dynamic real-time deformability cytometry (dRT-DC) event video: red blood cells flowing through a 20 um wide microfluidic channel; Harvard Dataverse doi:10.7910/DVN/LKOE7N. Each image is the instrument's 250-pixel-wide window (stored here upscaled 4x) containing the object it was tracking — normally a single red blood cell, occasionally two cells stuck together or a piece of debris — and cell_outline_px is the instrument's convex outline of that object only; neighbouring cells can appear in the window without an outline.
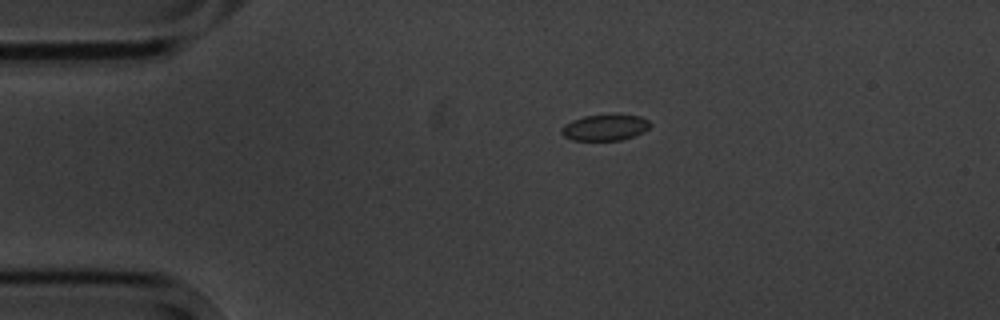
{"species": "common noctule bat (a hibernating species)", "species_latin": "Nyctalus noctula", "temperature_condition": "cold", "stored_images_in_passage": 3, "camera_frame_rate_fps": 3000, "um_per_image_px": 0.085, "animal": {"sex": "male", "body_mass_g": 20.1, "forearm_length_mm": 53.5}, "frame": {"image": 1, "passage_image": 1, "time_ms": 0.0, "image_size_px": [1000, 320], "cell_outline_px": [[652, 124], [648, 128], [632, 136], [620, 140], [572, 140], [564, 136], [560, 132], [560, 128], [564, 124], [572, 120], [584, 116], [616, 112], [640, 116], [648, 120]], "centroid_in_image_um": [51.41, 10.79], "position_along_channel_um": 33.6, "area_um2": 13.87}}
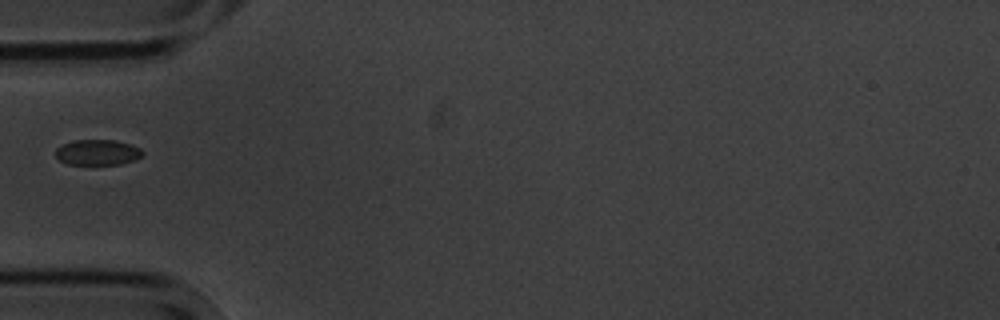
{"frame": {"image": 2, "passage_image": 3, "time_ms": 2.333, "image_size_px": [1000, 320], "cell_outline_px": [[144, 156], [136, 160], [120, 164], [68, 164], [60, 160], [56, 156], [56, 148], [72, 140], [112, 140], [132, 144], [140, 148], [144, 152]], "centroid_in_image_um": [8.34, 12.95], "position_along_channel_um": 76.7, "area_um2": 13.01}}